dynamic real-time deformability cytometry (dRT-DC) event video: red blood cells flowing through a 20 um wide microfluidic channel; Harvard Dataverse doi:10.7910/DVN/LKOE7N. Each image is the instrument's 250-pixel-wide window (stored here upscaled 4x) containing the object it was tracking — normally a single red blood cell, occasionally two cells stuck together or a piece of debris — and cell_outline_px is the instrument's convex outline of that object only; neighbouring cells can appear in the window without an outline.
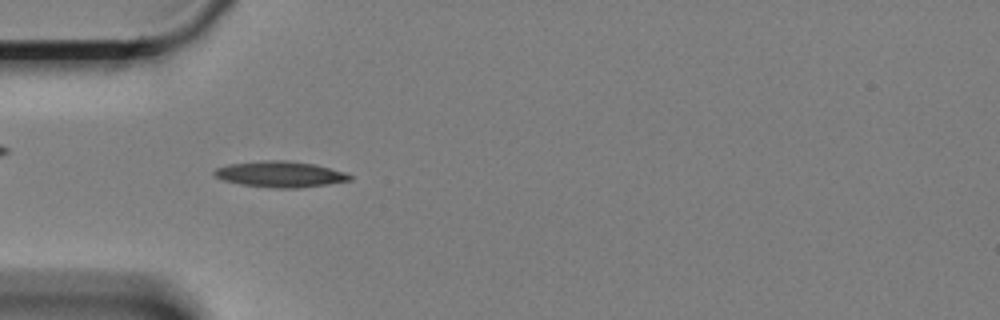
{"species": "Egyptian fruit bat (a non-hibernating species)", "species_latin": "Rousettus aegyptiacus", "temperature_condition": "cold", "stored_images_in_passage": 59, "camera_frame_rate_fps": 3000, "um_per_image_px": 0.085, "animal": {"sex": "female"}, "frame": {"image": 1, "passage_image": 17, "time_ms": 5.333, "image_size_px": [1000, 320], "cell_outline_px": [[352, 180], [328, 184], [300, 188], [272, 188], [240, 184], [224, 180], [216, 176], [212, 172], [216, 168], [228, 164], [264, 160], [284, 160], [312, 164], [344, 172], [352, 176]], "centroid_in_image_um": [23.79, 14.81], "position_along_channel_um": 61.2, "area_um2": 20.35}}
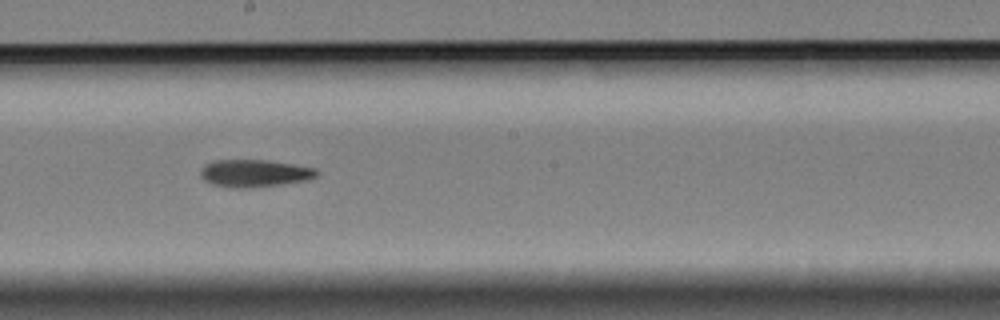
{"frame": {"image": 2, "passage_image": 32, "time_ms": 10.333, "image_size_px": [1000, 320], "cell_outline_px": [[320, 172], [316, 176], [308, 180], [280, 184], [248, 188], [232, 188], [212, 184], [204, 180], [200, 176], [200, 172], [204, 164], [212, 160], [268, 160], [316, 168]], "centroid_in_image_um": [21.61, 14.72], "position_along_channel_um": 226.6, "area_um2": 18.67}}
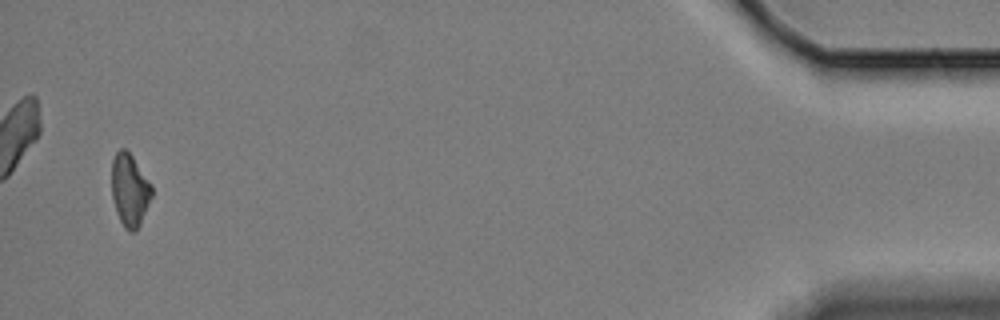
{"frame": {"image": 3, "passage_image": 57, "time_ms": 18.667, "image_size_px": [1000, 320], "cell_outline_px": [[152, 196], [140, 224], [136, 232], [128, 232], [124, 228], [116, 212], [112, 200], [112, 160], [116, 152], [120, 148], [124, 148], [132, 156], [152, 184]], "centroid_in_image_um": [11.02, 16.17], "position_along_channel_um": 424.2, "area_um2": 17.05}, "authors_computed_cell_mechanics": {"area_um2": 18.0914, "velocity_mm_per_s": 3.3336, "shape_relaxation_time_tau1_ms": 8.9606, "shape_relaxation_time_tau2_ms": null, "deformation_change_tau1": 0.1724, "deformation_change_tau2": null}}